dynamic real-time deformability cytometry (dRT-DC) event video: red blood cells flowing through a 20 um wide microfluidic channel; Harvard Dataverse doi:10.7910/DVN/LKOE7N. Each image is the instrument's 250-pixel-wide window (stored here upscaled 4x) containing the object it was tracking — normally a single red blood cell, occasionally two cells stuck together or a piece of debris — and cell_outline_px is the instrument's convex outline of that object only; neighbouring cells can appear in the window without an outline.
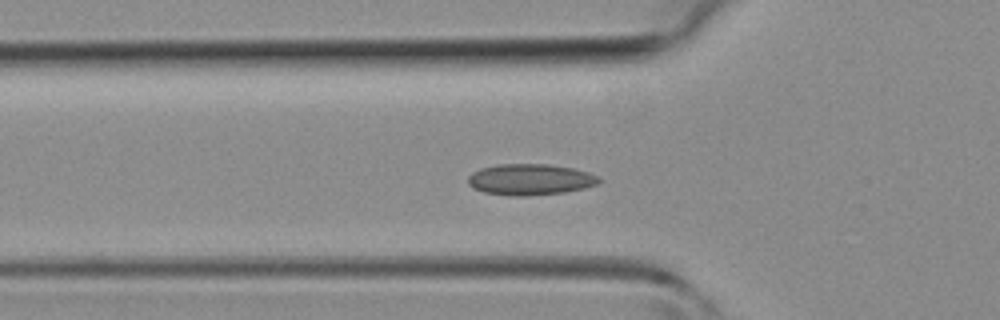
{"species": "common noctule bat (a hibernating species)", "species_latin": "Nyctalus noctula", "temperature_condition": "room temperature", "stored_images_in_passage": 33, "camera_frame_rate_fps": 3000, "um_per_image_px": 0.085, "animal": {"sex": "female", "body_mass_g": 19.3, "forearm_length_mm": 54.1}, "frame": {"image": 1, "passage_image": 4, "time_ms": 1.0, "image_size_px": [1000, 320], "cell_outline_px": [[604, 180], [596, 184], [584, 188], [564, 192], [528, 196], [508, 196], [484, 192], [472, 188], [468, 184], [468, 176], [472, 172], [480, 168], [496, 164], [548, 164], [572, 168], [588, 172], [600, 176]], "centroid_in_image_um": [45.05, 15.26], "position_along_channel_um": 80.7, "area_um2": 24.04}}
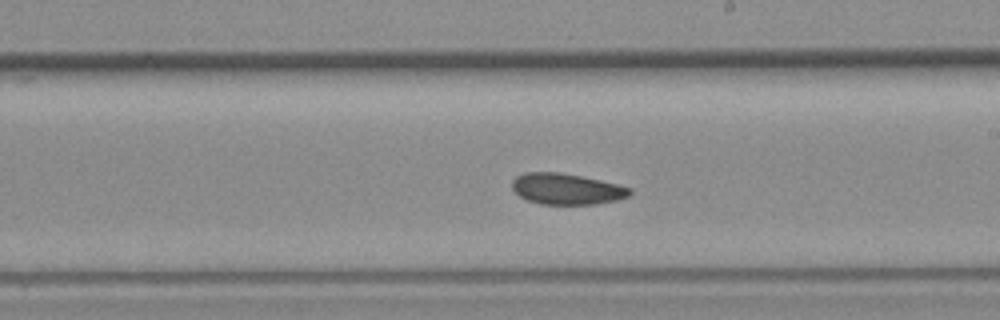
{"frame": {"image": 2, "passage_image": 14, "time_ms": 4.333, "image_size_px": [1000, 320], "cell_outline_px": [[632, 192], [628, 196], [616, 200], [596, 204], [540, 204], [528, 200], [520, 196], [512, 188], [512, 180], [516, 176], [524, 172], [560, 172], [600, 180], [632, 188]], "centroid_in_image_um": [48.14, 16.05], "position_along_channel_um": 240.9, "area_um2": 21.21}}
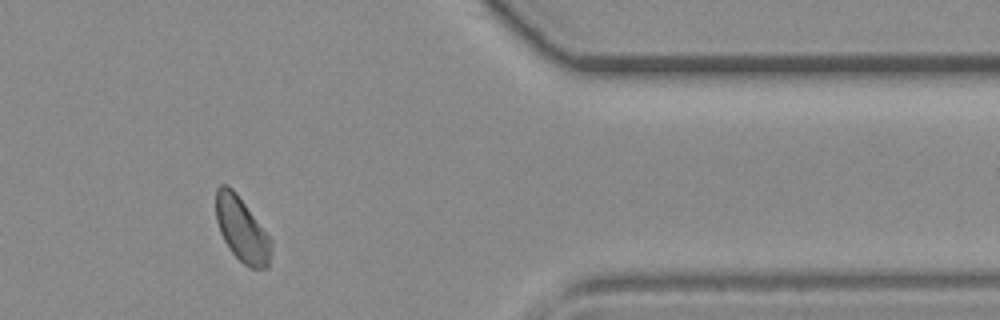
{"frame": {"image": 3, "passage_image": 25, "time_ms": 8.0, "image_size_px": [1000, 320], "cell_outline_px": [[272, 252], [268, 268], [252, 268], [244, 264], [228, 248], [220, 232], [216, 220], [216, 188], [220, 184], [228, 184], [236, 192], [272, 240]], "centroid_in_image_um": [20.56, 19.5], "position_along_channel_um": 390.8, "area_um2": 20.81}}